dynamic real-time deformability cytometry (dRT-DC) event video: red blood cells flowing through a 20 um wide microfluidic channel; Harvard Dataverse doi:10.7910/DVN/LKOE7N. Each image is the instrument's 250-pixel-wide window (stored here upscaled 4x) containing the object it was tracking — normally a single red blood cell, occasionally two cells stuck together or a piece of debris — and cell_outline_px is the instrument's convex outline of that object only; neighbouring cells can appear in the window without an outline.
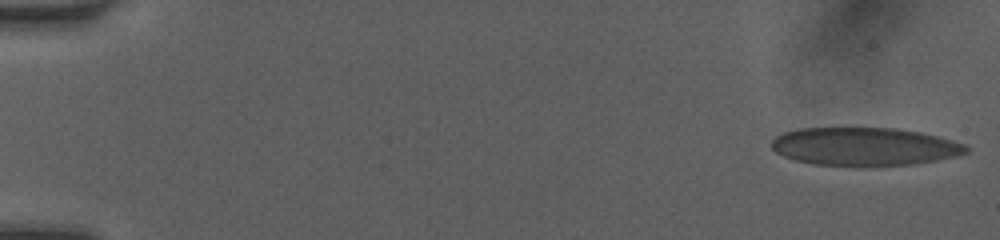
{"species": "human", "species_latin": "Homo sapiens", "temperature_condition": "room temperature", "stored_images_in_passage": 50, "camera_frame_rate_fps": 3000, "um_per_image_px": 0.085, "donor": {"sex": "female"}, "frame": {"image": 1, "passage_image": 1, "time_ms": 0.0, "image_size_px": [1000, 240], "cell_outline_px": [[968, 152], [956, 156], [916, 164], [816, 164], [796, 160], [784, 156], [776, 152], [772, 148], [772, 140], [776, 136], [784, 132], [800, 128], [896, 128], [920, 132], [936, 136], [964, 144], [968, 148]], "centroid_in_image_um": [73.47, 12.43], "position_along_channel_um": 11.5, "area_um2": 42.31}}
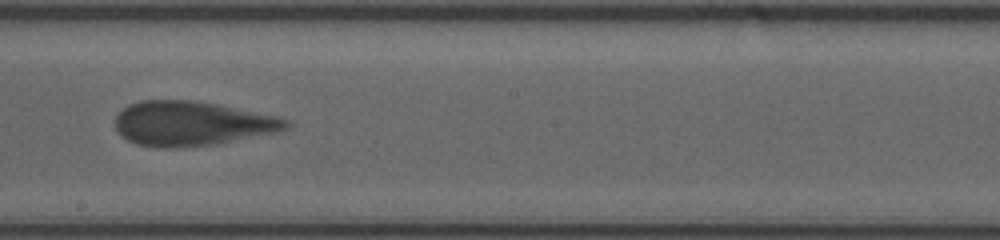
{"frame": {"image": 2, "passage_image": 29, "time_ms": 9.333, "image_size_px": [1000, 240], "cell_outline_px": [[288, 128], [276, 132], [216, 144], [180, 148], [160, 148], [136, 144], [128, 140], [116, 128], [116, 116], [128, 104], [140, 100], [196, 100], [276, 116], [288, 120]], "centroid_in_image_um": [16.28, 10.5], "position_along_channel_um": 231.9, "area_um2": 44.1}}
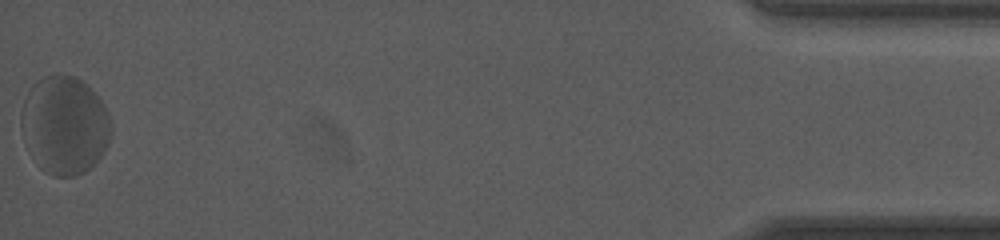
{"frame": {"image": 3, "passage_image": 50, "time_ms": 16.333, "image_size_px": [1000, 240], "cell_outline_px": [[112, 136], [104, 152], [84, 172], [76, 176], [52, 176], [44, 172], [36, 164], [28, 152], [24, 144], [20, 128], [20, 112], [24, 100], [32, 84], [36, 80], [44, 76], [56, 72], [76, 76], [104, 104], [112, 120]], "centroid_in_image_um": [5.45, 10.64], "position_along_channel_um": 429.7, "area_um2": 52.37}, "authors_computed_cell_mechanics": {"area_um2": 44.4771, "velocity_mm_per_s": 4.0416, "shape_relaxation_time_tau1_ms": 5.3596, "shape_relaxation_time_tau2_ms": null, "deformation_change_tau1": 0.131, "deformation_change_tau2": null}}